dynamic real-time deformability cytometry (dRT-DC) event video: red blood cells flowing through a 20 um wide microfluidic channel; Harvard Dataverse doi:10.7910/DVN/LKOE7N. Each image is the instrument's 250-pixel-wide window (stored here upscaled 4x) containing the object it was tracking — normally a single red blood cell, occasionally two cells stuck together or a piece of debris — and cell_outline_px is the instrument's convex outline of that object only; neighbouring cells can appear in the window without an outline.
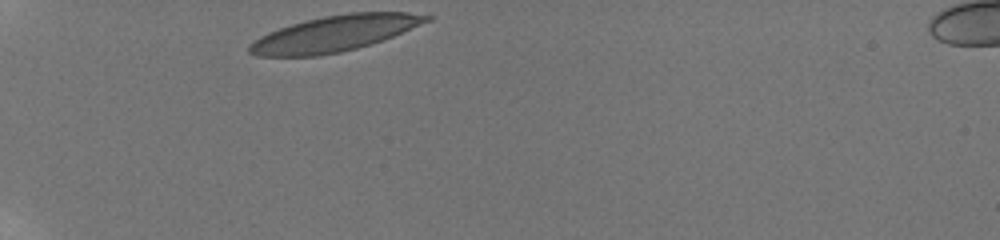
{"species": "human", "species_latin": "Homo sapiens", "temperature_condition": "room temperature", "stored_images_in_passage": 25, "camera_frame_rate_fps": 3000, "um_per_image_px": 0.085, "donor": {"sex": "male"}, "frame": {"image": 1, "passage_image": 1, "time_ms": 0.0, "image_size_px": [1000, 240], "cell_outline_px": [[432, 20], [384, 40], [356, 48], [340, 52], [316, 56], [256, 56], [248, 52], [248, 44], [260, 36], [268, 32], [292, 24], [324, 16], [348, 12], [408, 12], [432, 16]], "centroid_in_image_um": [28.45, 2.85], "position_along_channel_um": 56.6, "area_um2": 36.88}}
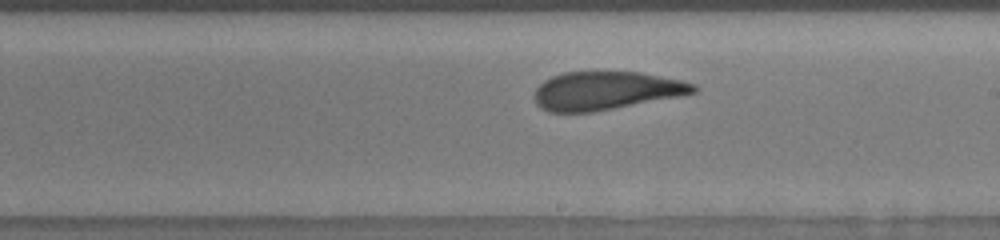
{"frame": {"image": 2, "passage_image": 14, "time_ms": 5.667, "image_size_px": [1000, 240], "cell_outline_px": [[700, 88], [696, 92], [680, 96], [592, 112], [548, 112], [540, 108], [536, 104], [532, 96], [536, 88], [544, 80], [552, 76], [564, 72], [640, 72], [680, 80], [696, 84]], "centroid_in_image_um": [51.48, 7.71], "position_along_channel_um": 237.5, "area_um2": 35.6}}
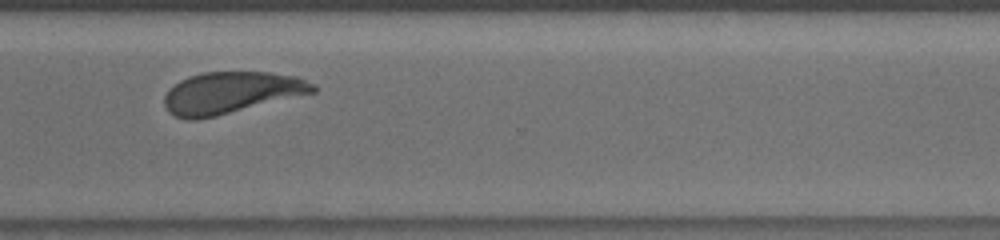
{"frame": {"image": 3, "passage_image": 21, "time_ms": 8.667, "image_size_px": [1000, 240], "cell_outline_px": [[316, 92], [216, 116], [196, 120], [188, 120], [176, 116], [168, 112], [164, 104], [164, 96], [180, 80], [188, 76], [204, 72], [268, 72], [296, 76], [316, 84]], "centroid_in_image_um": [19.66, 7.88], "position_along_channel_um": 350.9, "area_um2": 36.01}, "authors_computed_cell_mechanics": {"area_um2": 36.414, "velocity_mm_per_s": 3.7742, "shape_relaxation_time_tau1_ms": 3.441, "shape_relaxation_time_tau2_ms": 1.0309, "deformation_change_tau1": 0.1438, "deformation_change_tau2": 0.0773}}